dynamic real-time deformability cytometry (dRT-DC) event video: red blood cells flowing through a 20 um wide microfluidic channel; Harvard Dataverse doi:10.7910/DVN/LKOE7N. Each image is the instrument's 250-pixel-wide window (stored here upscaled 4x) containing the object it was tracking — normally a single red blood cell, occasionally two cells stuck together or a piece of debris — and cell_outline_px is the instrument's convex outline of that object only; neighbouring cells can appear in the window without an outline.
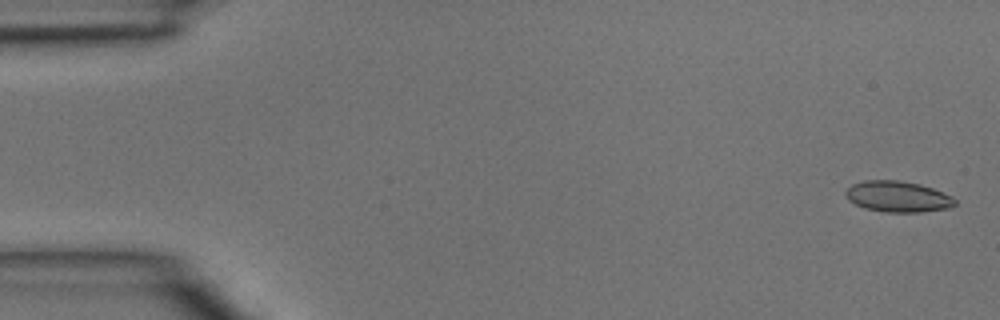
{"species": "common noctule bat (a hibernating species)", "species_latin": "Nyctalus noctula", "temperature_condition": "room temperature", "stored_images_in_passage": 5, "camera_frame_rate_fps": 3000, "um_per_image_px": 0.085, "animal": {"sex": "male", "body_mass_g": 15.6}, "frame": {"image": 1, "passage_image": 1, "time_ms": 0.0, "image_size_px": [1000, 320], "cell_outline_px": [[956, 204], [948, 208], [920, 212], [884, 212], [864, 208], [848, 200], [844, 192], [852, 184], [864, 180], [900, 180], [920, 184], [932, 188], [952, 196], [956, 200]], "centroid_in_image_um": [76.3, 16.7], "position_along_channel_um": 8.7, "area_um2": 19.77}}
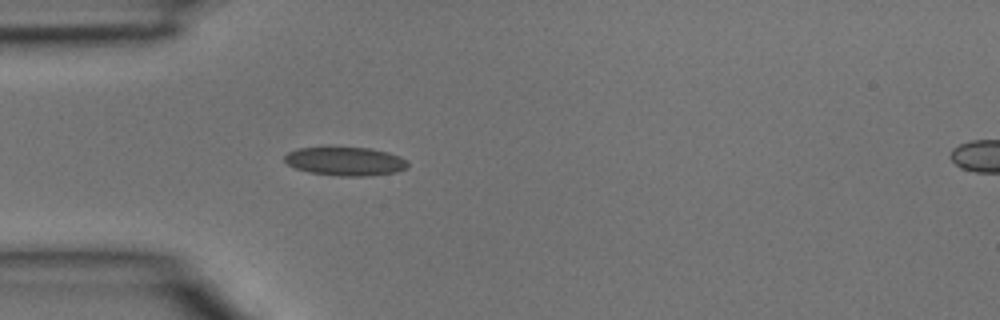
{"frame": {"image": 2, "passage_image": 4, "time_ms": 1.0, "image_size_px": [1000, 320], "cell_outline_px": [[408, 168], [396, 172], [372, 176], [340, 176], [308, 172], [296, 168], [288, 164], [284, 160], [284, 156], [288, 152], [296, 148], [324, 144], [332, 144], [372, 148], [388, 152], [400, 156], [408, 160]], "centroid_in_image_um": [29.33, 13.65], "position_along_channel_um": 55.7, "area_um2": 21.85}}